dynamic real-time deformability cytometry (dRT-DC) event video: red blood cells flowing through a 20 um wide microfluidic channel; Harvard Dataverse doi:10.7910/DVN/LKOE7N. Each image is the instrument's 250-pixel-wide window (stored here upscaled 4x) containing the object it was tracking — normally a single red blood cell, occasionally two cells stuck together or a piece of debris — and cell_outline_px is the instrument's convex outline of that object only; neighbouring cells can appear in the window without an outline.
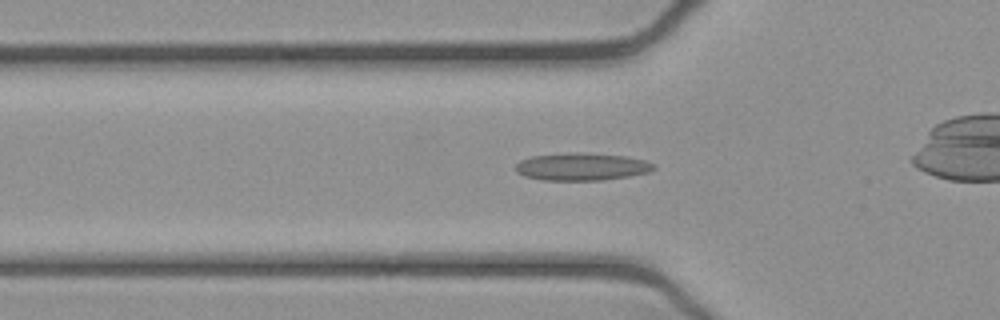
{"species": "common noctule bat (a hibernating species)", "species_latin": "Nyctalus noctula", "temperature_condition": "cold", "stored_images_in_passage": 53, "camera_frame_rate_fps": 3000, "um_per_image_px": 0.085, "animal": {"sex": "female", "body_mass_g": 21.9}, "frame": {"image": 1, "passage_image": 17, "time_ms": 5.333, "image_size_px": [1000, 320], "cell_outline_px": [[656, 168], [648, 172], [628, 176], [604, 180], [544, 180], [524, 176], [516, 172], [516, 164], [520, 160], [532, 156], [572, 152], [580, 152], [624, 156], [644, 160], [656, 164]], "centroid_in_image_um": [49.44, 14.17], "position_along_channel_um": 76.4, "area_um2": 22.14}}
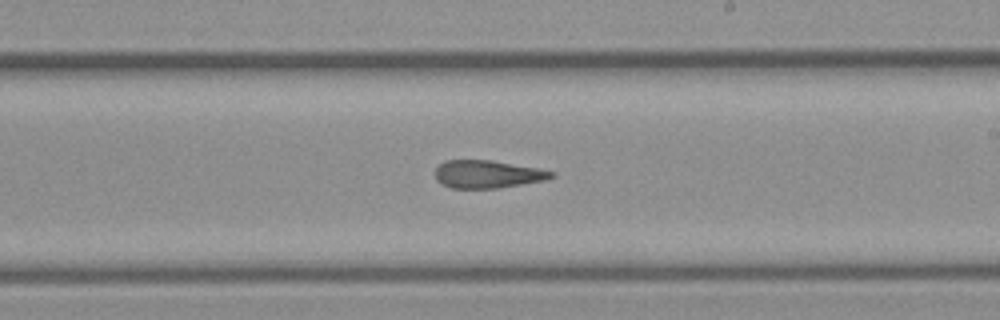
{"frame": {"image": 2, "passage_image": 30, "time_ms": 9.667, "image_size_px": [1000, 320], "cell_outline_px": [[556, 176], [544, 180], [496, 188], [452, 188], [440, 184], [436, 180], [436, 168], [444, 160], [492, 160], [536, 168], [556, 172]], "centroid_in_image_um": [41.41, 14.8], "position_along_channel_um": 247.6, "area_um2": 18.73}}
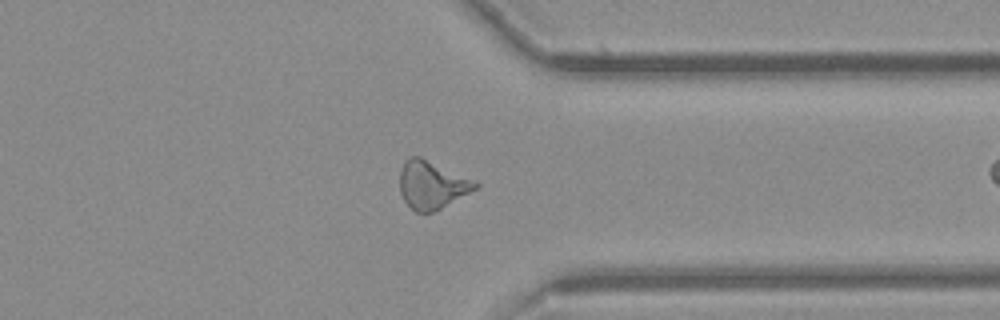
{"frame": {"image": 3, "passage_image": 40, "time_ms": 13.0, "image_size_px": [1000, 320], "cell_outline_px": [[480, 184], [476, 188], [440, 208], [432, 212], [416, 212], [404, 200], [400, 192], [400, 172], [404, 160], [412, 156], [420, 156], [476, 180]], "centroid_in_image_um": [36.7, 15.68], "position_along_channel_um": 374.7, "area_um2": 20.87}, "authors_computed_cell_mechanics": {"area_um2": 20.23, "velocity_mm_per_s": 3.9139, "shape_relaxation_time_tau1_ms": null, "shape_relaxation_time_tau2_ms": 3.4237, "deformation_change_tau1": null, "deformation_change_tau2": 0.1311}}